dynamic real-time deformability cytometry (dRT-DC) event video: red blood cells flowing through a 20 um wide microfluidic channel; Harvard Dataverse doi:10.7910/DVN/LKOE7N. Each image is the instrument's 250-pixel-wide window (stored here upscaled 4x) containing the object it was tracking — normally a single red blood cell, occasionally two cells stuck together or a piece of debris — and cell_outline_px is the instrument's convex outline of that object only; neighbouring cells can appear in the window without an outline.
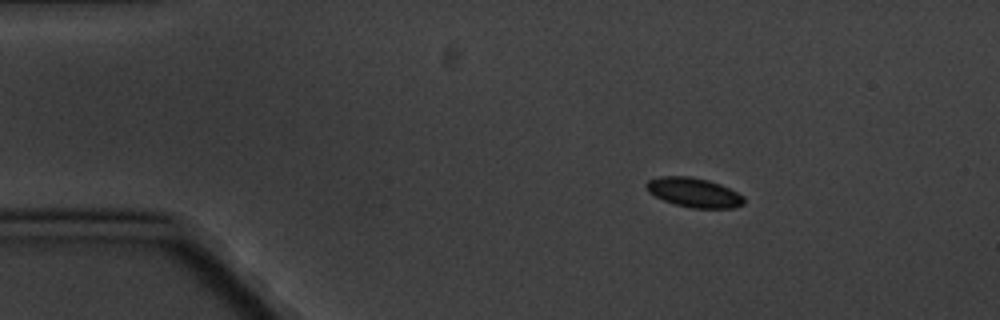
{"species": "common noctule bat (a hibernating species)", "species_latin": "Nyctalus noctula", "temperature_condition": "cold", "stored_images_in_passage": 11, "camera_frame_rate_fps": 3000, "um_per_image_px": 0.085, "animal": {"sex": "male", "body_mass_g": 20.1, "forearm_length_mm": 53.5}, "frame": {"image": 1, "passage_image": 2, "time_ms": 2.0, "image_size_px": [1000, 320], "cell_outline_px": [[744, 204], [732, 208], [692, 208], [676, 204], [664, 200], [648, 192], [644, 184], [648, 180], [660, 176], [688, 176], [708, 180], [720, 184], [744, 196]], "centroid_in_image_um": [58.97, 16.36], "position_along_channel_um": 26.0, "area_um2": 16.65}}
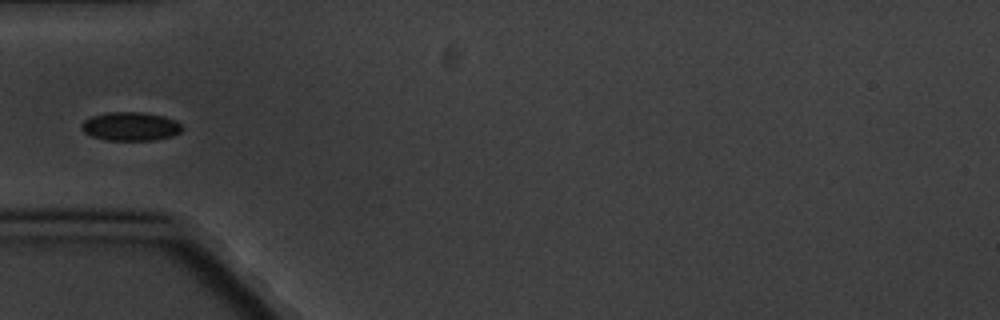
{"frame": {"image": 2, "passage_image": 5, "time_ms": 5.333, "image_size_px": [1000, 320], "cell_outline_px": [[184, 128], [180, 132], [172, 136], [156, 140], [104, 140], [92, 136], [84, 132], [80, 128], [80, 124], [84, 120], [92, 116], [108, 112], [140, 112], [164, 116], [176, 120]], "centroid_in_image_um": [11.09, 10.74], "position_along_channel_um": 73.9, "area_um2": 16.94}}